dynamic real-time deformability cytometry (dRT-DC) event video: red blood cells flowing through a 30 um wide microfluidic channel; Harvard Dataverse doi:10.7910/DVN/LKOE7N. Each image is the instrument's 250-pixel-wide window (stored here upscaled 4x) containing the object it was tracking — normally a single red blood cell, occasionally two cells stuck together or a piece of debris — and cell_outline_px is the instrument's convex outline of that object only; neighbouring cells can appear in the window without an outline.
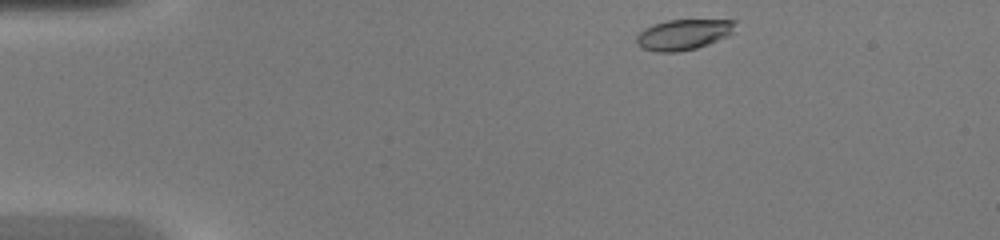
{"species": "common noctule bat (a hibernating species)", "species_latin": "Nyctalus noctula", "temperature_condition": "warm", "stored_images_in_passage": 41, "camera_frame_rate_fps": 3000, "um_per_image_px": 0.085, "animal": {"sex": "female", "body_mass_g": 20.0, "forearm_length_mm": 54.0}, "frame": {"image": 1, "passage_image": 1, "time_ms": 0.0, "image_size_px": [1000, 240], "cell_outline_px": [[736, 20], [732, 32], [728, 36], [708, 44], [696, 48], [676, 52], [656, 52], [644, 48], [636, 40], [636, 36], [644, 28], [652, 24], [668, 20]], "centroid_in_image_um": [58.09, 2.93], "position_along_channel_um": 26.9, "area_um2": 17.4}}
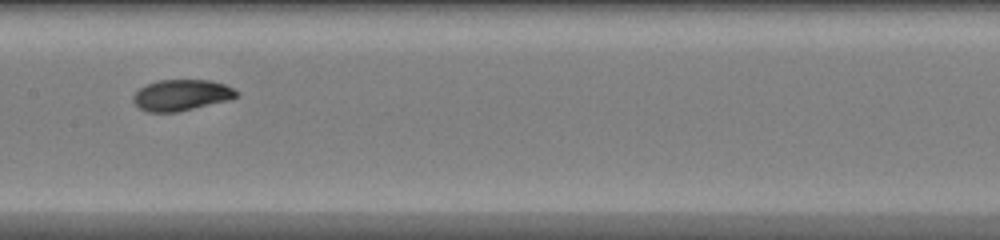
{"frame": {"image": 2, "passage_image": 18, "time_ms": 5.667, "image_size_px": [1000, 240], "cell_outline_px": [[240, 96], [232, 100], [176, 112], [148, 112], [140, 108], [132, 100], [132, 96], [140, 88], [148, 84], [160, 80], [208, 80], [224, 84], [240, 92]], "centroid_in_image_um": [15.47, 8.09], "position_along_channel_um": 191.9, "area_um2": 18.79}}
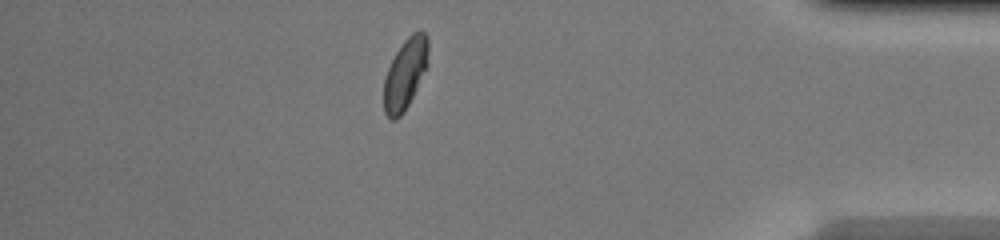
{"frame": {"image": 3, "passage_image": 35, "time_ms": 11.333, "image_size_px": [1000, 240], "cell_outline_px": [[428, 64], [408, 104], [400, 116], [396, 120], [388, 120], [384, 112], [384, 80], [388, 68], [396, 52], [404, 40], [412, 32], [424, 32], [428, 36]], "centroid_in_image_um": [34.43, 6.28], "position_along_channel_um": 400.8, "area_um2": 18.09}, "authors_computed_cell_mechanics": {"area_um2": 18.4382, "velocity_mm_per_s": 4.3133, "shape_relaxation_time_tau1_ms": 5.1879, "shape_relaxation_time_tau2_ms": 1.073, "deformation_change_tau1": 0.1848, "deformation_change_tau2": 0.0347}}